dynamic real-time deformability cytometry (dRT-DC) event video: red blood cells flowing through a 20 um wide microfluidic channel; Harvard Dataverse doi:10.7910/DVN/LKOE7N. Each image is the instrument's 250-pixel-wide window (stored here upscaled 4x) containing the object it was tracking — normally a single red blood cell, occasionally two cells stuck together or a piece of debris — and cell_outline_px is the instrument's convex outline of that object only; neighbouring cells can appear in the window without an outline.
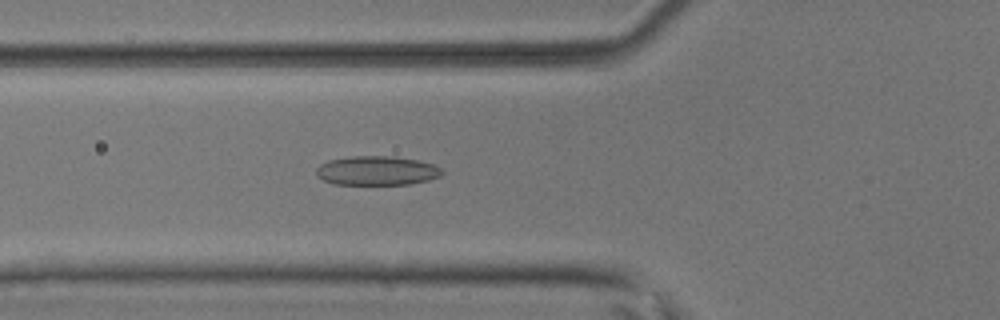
{"species": "common noctule bat (a hibernating species)", "species_latin": "Nyctalus noctula", "temperature_condition": "room temperature", "stored_images_in_passage": 48, "camera_frame_rate_fps": 3000, "um_per_image_px": 0.085, "animal": {"sex": "male", "body_mass_g": 17.9, "forearm_length_mm": 54.2}, "frame": {"image": 1, "passage_image": 15, "time_ms": 4.667, "image_size_px": [1000, 320], "cell_outline_px": [[444, 172], [440, 176], [428, 180], [408, 184], [332, 184], [316, 176], [316, 168], [320, 164], [328, 160], [352, 156], [392, 156], [416, 160], [432, 164], [440, 168]], "centroid_in_image_um": [31.99, 14.5], "position_along_channel_um": 93.8, "area_um2": 21.33}}
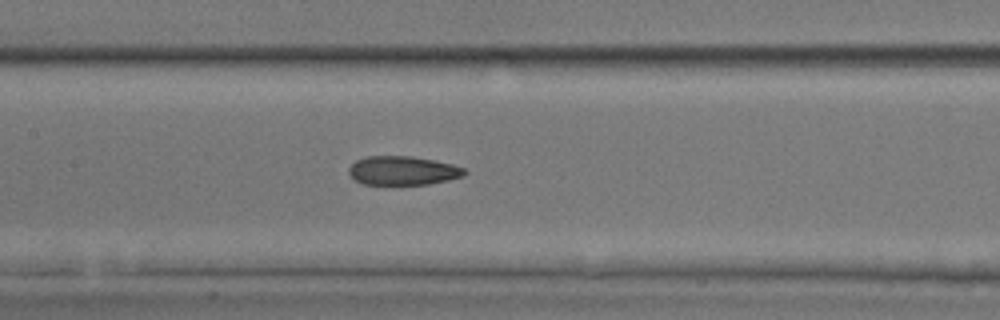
{"frame": {"image": 2, "passage_image": 21, "time_ms": 6.667, "image_size_px": [1000, 320], "cell_outline_px": [[468, 172], [464, 176], [448, 180], [428, 184], [364, 184], [356, 180], [348, 172], [348, 168], [356, 160], [368, 156], [412, 156], [452, 164], [464, 168]], "centroid_in_image_um": [34.26, 14.5], "position_along_channel_um": 173.1, "area_um2": 19.36}}
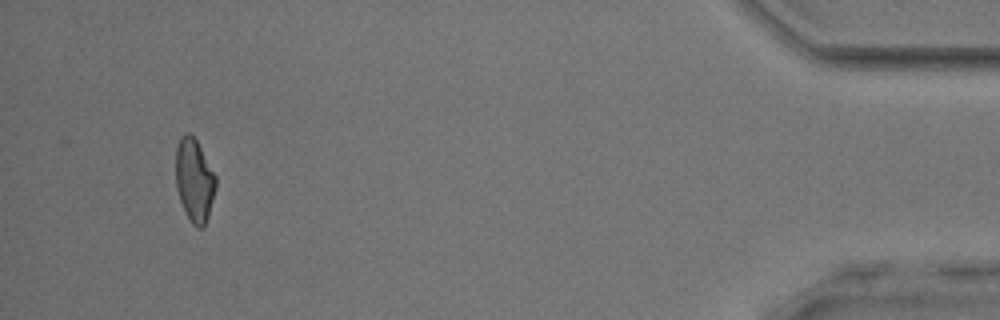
{"frame": {"image": 3, "passage_image": 45, "time_ms": 14.667, "image_size_px": [1000, 320], "cell_outline_px": [[216, 188], [208, 216], [204, 228], [196, 228], [192, 224], [180, 200], [176, 188], [176, 148], [180, 136], [188, 132], [196, 140], [216, 176]], "centroid_in_image_um": [16.52, 15.33], "position_along_channel_um": 418.7, "area_um2": 19.25}, "authors_computed_cell_mechanics": {"area_um2": 20.0277, "velocity_mm_per_s": 3.966, "shape_relaxation_time_tau1_ms": 11.3604, "shape_relaxation_time_tau2_ms": 3.2201, "deformation_change_tau1": 0.2164, "deformation_change_tau2": 0.108}}